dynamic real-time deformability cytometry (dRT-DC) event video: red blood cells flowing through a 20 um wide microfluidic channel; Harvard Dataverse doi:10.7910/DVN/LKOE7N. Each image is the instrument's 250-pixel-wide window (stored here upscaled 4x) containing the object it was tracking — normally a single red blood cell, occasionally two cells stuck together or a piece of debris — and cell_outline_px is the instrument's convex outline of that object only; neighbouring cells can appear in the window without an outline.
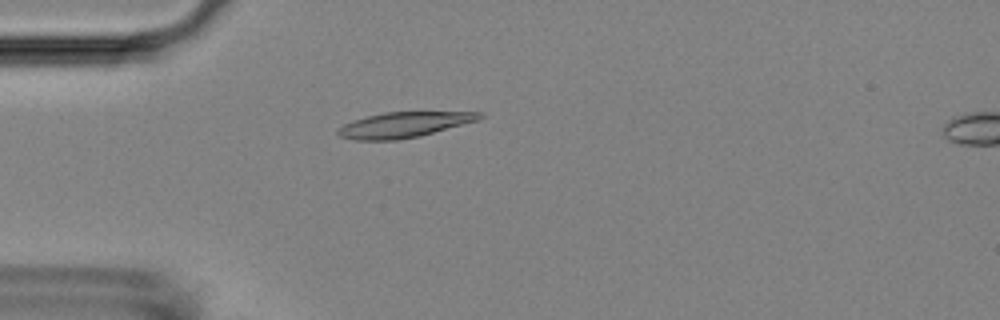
{"species": "Egyptian fruit bat (a non-hibernating species)", "species_latin": "Rousettus aegyptiacus", "temperature_condition": "room temperature", "stored_images_in_passage": 54, "camera_frame_rate_fps": 3000, "um_per_image_px": 0.085, "animal": {"sex": "female"}, "frame": {"image": 1, "passage_image": 15, "time_ms": 4.667, "image_size_px": [1000, 320], "cell_outline_px": [[484, 116], [480, 120], [420, 136], [396, 140], [352, 140], [340, 136], [336, 132], [336, 128], [344, 124], [368, 116], [384, 112], [484, 112]], "centroid_in_image_um": [34.35, 10.61], "position_along_channel_um": 50.6, "area_um2": 20.98}}
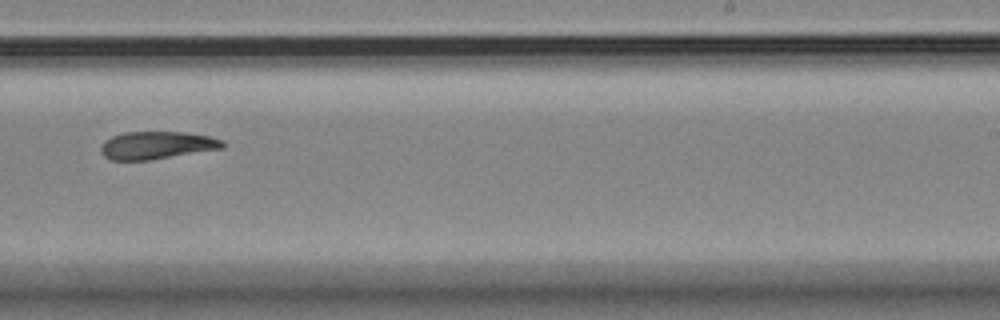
{"frame": {"image": 2, "passage_image": 34, "time_ms": 11.0, "image_size_px": [1000, 320], "cell_outline_px": [[224, 148], [148, 160], [108, 160], [100, 152], [100, 148], [104, 140], [112, 136], [124, 132], [184, 132], [208, 136], [224, 140]], "centroid_in_image_um": [13.29, 12.35], "position_along_channel_um": 275.7, "area_um2": 19.65}}
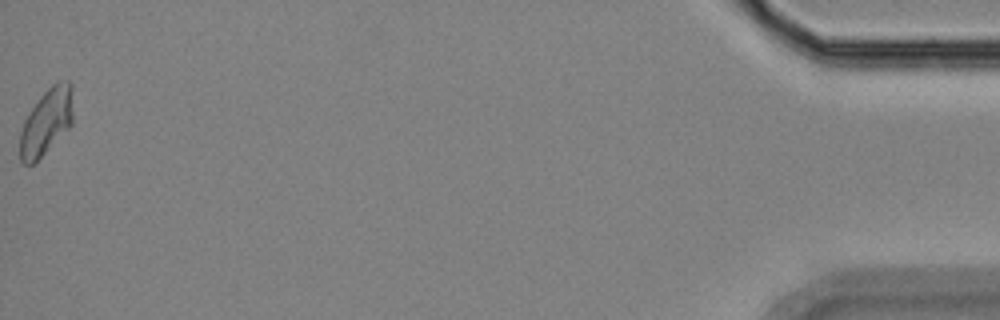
{"frame": {"image": 3, "passage_image": 54, "time_ms": 17.667, "image_size_px": [1000, 320], "cell_outline_px": [[72, 124], [32, 164], [24, 164], [20, 160], [20, 132], [24, 120], [40, 96], [52, 84], [60, 80], [68, 80], [72, 84]], "centroid_in_image_um": [3.94, 10.3], "position_along_channel_um": 431.3, "area_um2": 20.11}, "authors_computed_cell_mechanics": {"area_um2": 20.4323, "velocity_mm_per_s": 3.7296, "shape_relaxation_time_tau1_ms": null, "shape_relaxation_time_tau2_ms": 9.7315, "deformation_change_tau1": null, "deformation_change_tau2": 0.1859}}